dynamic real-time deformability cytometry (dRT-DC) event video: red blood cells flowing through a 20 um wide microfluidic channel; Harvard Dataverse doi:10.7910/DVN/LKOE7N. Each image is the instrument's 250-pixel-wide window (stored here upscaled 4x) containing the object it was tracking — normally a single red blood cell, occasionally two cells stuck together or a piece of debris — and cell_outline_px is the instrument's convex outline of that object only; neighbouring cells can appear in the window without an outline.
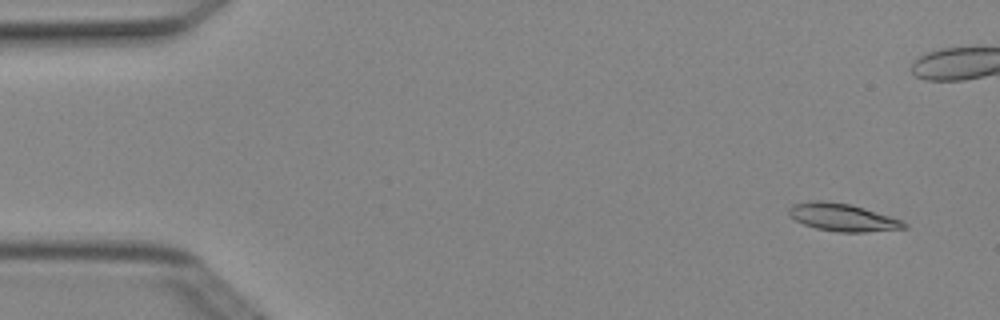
{"species": "Egyptian fruit bat (a non-hibernating species)", "species_latin": "Rousettus aegyptiacus", "temperature_condition": "cold", "stored_images_in_passage": 5, "camera_frame_rate_fps": 3000, "um_per_image_px": 0.085, "animal": {"sex": "female"}, "frame": {"image": 1, "passage_image": 1, "time_ms": 0.0, "image_size_px": [1000, 320], "cell_outline_px": [[908, 228], [864, 232], [840, 232], [816, 228], [804, 224], [796, 220], [788, 212], [788, 208], [792, 204], [808, 200], [824, 200], [848, 204], [864, 208], [900, 220], [908, 224]], "centroid_in_image_um": [71.59, 18.46], "position_along_channel_um": 13.4, "area_um2": 18.38}}